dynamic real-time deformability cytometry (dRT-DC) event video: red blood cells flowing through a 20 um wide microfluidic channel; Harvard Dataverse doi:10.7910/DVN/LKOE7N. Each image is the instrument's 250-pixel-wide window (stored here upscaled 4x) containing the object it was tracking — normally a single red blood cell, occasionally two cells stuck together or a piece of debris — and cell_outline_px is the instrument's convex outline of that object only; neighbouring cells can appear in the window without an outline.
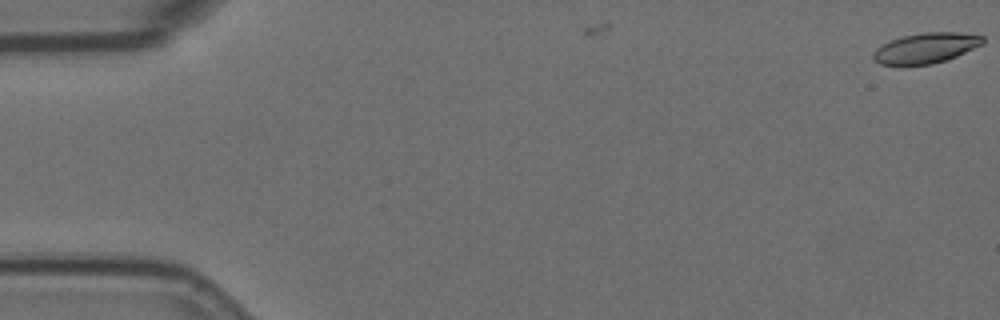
{"species": "Egyptian fruit bat (a non-hibernating species)", "species_latin": "Rousettus aegyptiacus", "temperature_condition": "room temperature", "stored_images_in_passage": 3, "camera_frame_rate_fps": 3000, "um_per_image_px": 0.085, "animal": {"sex": "female"}, "frame": {"image": 1, "passage_image": 1, "time_ms": 0.0, "image_size_px": [1000, 320], "cell_outline_px": [[984, 44], [956, 56], [932, 64], [900, 68], [880, 64], [872, 60], [872, 52], [876, 48], [892, 40], [904, 36], [924, 32], [960, 32], [984, 36]], "centroid_in_image_um": [78.64, 4.13], "position_along_channel_um": 6.4, "area_um2": 19.94}}